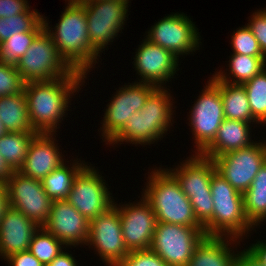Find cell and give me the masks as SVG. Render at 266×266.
<instances>
[{
	"label": "cell",
	"mask_w": 266,
	"mask_h": 266,
	"mask_svg": "<svg viewBox=\"0 0 266 266\" xmlns=\"http://www.w3.org/2000/svg\"><path fill=\"white\" fill-rule=\"evenodd\" d=\"M84 77L86 76L83 73L74 71L68 77L25 83L24 93L29 119L37 133L55 132L59 119L68 107L70 94L77 90Z\"/></svg>",
	"instance_id": "cell-1"
},
{
	"label": "cell",
	"mask_w": 266,
	"mask_h": 266,
	"mask_svg": "<svg viewBox=\"0 0 266 266\" xmlns=\"http://www.w3.org/2000/svg\"><path fill=\"white\" fill-rule=\"evenodd\" d=\"M45 30L51 36L61 57L74 70L86 75L98 52L89 41L85 6L78 0H69L68 6L61 15L56 32L49 30L43 18Z\"/></svg>",
	"instance_id": "cell-2"
},
{
	"label": "cell",
	"mask_w": 266,
	"mask_h": 266,
	"mask_svg": "<svg viewBox=\"0 0 266 266\" xmlns=\"http://www.w3.org/2000/svg\"><path fill=\"white\" fill-rule=\"evenodd\" d=\"M144 192L150 202L157 222L179 224L192 228H204L196 219L189 198L183 193L179 182L169 172L155 170Z\"/></svg>",
	"instance_id": "cell-3"
},
{
	"label": "cell",
	"mask_w": 266,
	"mask_h": 266,
	"mask_svg": "<svg viewBox=\"0 0 266 266\" xmlns=\"http://www.w3.org/2000/svg\"><path fill=\"white\" fill-rule=\"evenodd\" d=\"M210 189L214 208L212 221L204 228V233L217 237L230 235L232 238L227 237L235 241L252 227L245 215L243 194L217 171L212 175Z\"/></svg>",
	"instance_id": "cell-4"
},
{
	"label": "cell",
	"mask_w": 266,
	"mask_h": 266,
	"mask_svg": "<svg viewBox=\"0 0 266 266\" xmlns=\"http://www.w3.org/2000/svg\"><path fill=\"white\" fill-rule=\"evenodd\" d=\"M167 92L163 87H156L149 94L143 108L132 114L109 143L129 141L133 144H147L161 138L164 132H167L173 115L170 94Z\"/></svg>",
	"instance_id": "cell-5"
},
{
	"label": "cell",
	"mask_w": 266,
	"mask_h": 266,
	"mask_svg": "<svg viewBox=\"0 0 266 266\" xmlns=\"http://www.w3.org/2000/svg\"><path fill=\"white\" fill-rule=\"evenodd\" d=\"M171 170L179 182L181 190L189 198L197 221L205 228L213 215V199L210 189L212 175L217 171L214 160L200 153L187 162ZM173 171V172H172Z\"/></svg>",
	"instance_id": "cell-6"
},
{
	"label": "cell",
	"mask_w": 266,
	"mask_h": 266,
	"mask_svg": "<svg viewBox=\"0 0 266 266\" xmlns=\"http://www.w3.org/2000/svg\"><path fill=\"white\" fill-rule=\"evenodd\" d=\"M16 68L25 82L55 80L74 72L45 29L34 39Z\"/></svg>",
	"instance_id": "cell-7"
},
{
	"label": "cell",
	"mask_w": 266,
	"mask_h": 266,
	"mask_svg": "<svg viewBox=\"0 0 266 266\" xmlns=\"http://www.w3.org/2000/svg\"><path fill=\"white\" fill-rule=\"evenodd\" d=\"M204 228L157 222L150 249L168 266H188Z\"/></svg>",
	"instance_id": "cell-8"
},
{
	"label": "cell",
	"mask_w": 266,
	"mask_h": 266,
	"mask_svg": "<svg viewBox=\"0 0 266 266\" xmlns=\"http://www.w3.org/2000/svg\"><path fill=\"white\" fill-rule=\"evenodd\" d=\"M5 184L10 207L20 211L42 228L49 218L53 203L45 192L42 182L14 171Z\"/></svg>",
	"instance_id": "cell-9"
},
{
	"label": "cell",
	"mask_w": 266,
	"mask_h": 266,
	"mask_svg": "<svg viewBox=\"0 0 266 266\" xmlns=\"http://www.w3.org/2000/svg\"><path fill=\"white\" fill-rule=\"evenodd\" d=\"M217 172L237 191L244 194L266 163V143L231 151L214 159Z\"/></svg>",
	"instance_id": "cell-10"
},
{
	"label": "cell",
	"mask_w": 266,
	"mask_h": 266,
	"mask_svg": "<svg viewBox=\"0 0 266 266\" xmlns=\"http://www.w3.org/2000/svg\"><path fill=\"white\" fill-rule=\"evenodd\" d=\"M224 119L220 81L212 77L191 111L197 153H201L214 140Z\"/></svg>",
	"instance_id": "cell-11"
},
{
	"label": "cell",
	"mask_w": 266,
	"mask_h": 266,
	"mask_svg": "<svg viewBox=\"0 0 266 266\" xmlns=\"http://www.w3.org/2000/svg\"><path fill=\"white\" fill-rule=\"evenodd\" d=\"M87 243L95 246L102 260L109 266H117L129 254L124 244L116 204L89 221Z\"/></svg>",
	"instance_id": "cell-12"
},
{
	"label": "cell",
	"mask_w": 266,
	"mask_h": 266,
	"mask_svg": "<svg viewBox=\"0 0 266 266\" xmlns=\"http://www.w3.org/2000/svg\"><path fill=\"white\" fill-rule=\"evenodd\" d=\"M66 200L88 221L114 205L97 171L85 165L76 175Z\"/></svg>",
	"instance_id": "cell-13"
},
{
	"label": "cell",
	"mask_w": 266,
	"mask_h": 266,
	"mask_svg": "<svg viewBox=\"0 0 266 266\" xmlns=\"http://www.w3.org/2000/svg\"><path fill=\"white\" fill-rule=\"evenodd\" d=\"M85 6L89 41L100 53L120 29H123L128 2L123 0H102L82 3ZM100 51V52H99Z\"/></svg>",
	"instance_id": "cell-14"
},
{
	"label": "cell",
	"mask_w": 266,
	"mask_h": 266,
	"mask_svg": "<svg viewBox=\"0 0 266 266\" xmlns=\"http://www.w3.org/2000/svg\"><path fill=\"white\" fill-rule=\"evenodd\" d=\"M146 39L176 57L193 52L199 46L197 29L184 14L175 13L164 17L151 28Z\"/></svg>",
	"instance_id": "cell-15"
},
{
	"label": "cell",
	"mask_w": 266,
	"mask_h": 266,
	"mask_svg": "<svg viewBox=\"0 0 266 266\" xmlns=\"http://www.w3.org/2000/svg\"><path fill=\"white\" fill-rule=\"evenodd\" d=\"M133 84L117 91L106 109L102 136L108 140L107 142L125 126L134 112L143 108L149 94L156 88L144 82Z\"/></svg>",
	"instance_id": "cell-16"
},
{
	"label": "cell",
	"mask_w": 266,
	"mask_h": 266,
	"mask_svg": "<svg viewBox=\"0 0 266 266\" xmlns=\"http://www.w3.org/2000/svg\"><path fill=\"white\" fill-rule=\"evenodd\" d=\"M142 200L118 208L123 240L129 252L150 249L153 240L157 219L150 202L144 196Z\"/></svg>",
	"instance_id": "cell-17"
},
{
	"label": "cell",
	"mask_w": 266,
	"mask_h": 266,
	"mask_svg": "<svg viewBox=\"0 0 266 266\" xmlns=\"http://www.w3.org/2000/svg\"><path fill=\"white\" fill-rule=\"evenodd\" d=\"M43 228L67 245L87 244L89 221L66 199L53 200Z\"/></svg>",
	"instance_id": "cell-18"
},
{
	"label": "cell",
	"mask_w": 266,
	"mask_h": 266,
	"mask_svg": "<svg viewBox=\"0 0 266 266\" xmlns=\"http://www.w3.org/2000/svg\"><path fill=\"white\" fill-rule=\"evenodd\" d=\"M134 64L141 75L140 82L162 87L171 78L178 66V58L168 50L145 39L135 55ZM160 84V85H159Z\"/></svg>",
	"instance_id": "cell-19"
},
{
	"label": "cell",
	"mask_w": 266,
	"mask_h": 266,
	"mask_svg": "<svg viewBox=\"0 0 266 266\" xmlns=\"http://www.w3.org/2000/svg\"><path fill=\"white\" fill-rule=\"evenodd\" d=\"M39 228L20 211L10 207L0 220V255L6 259L29 250L33 235Z\"/></svg>",
	"instance_id": "cell-20"
},
{
	"label": "cell",
	"mask_w": 266,
	"mask_h": 266,
	"mask_svg": "<svg viewBox=\"0 0 266 266\" xmlns=\"http://www.w3.org/2000/svg\"><path fill=\"white\" fill-rule=\"evenodd\" d=\"M51 135L53 136V134L38 133L33 138L23 166L19 170L20 173L41 181L64 163Z\"/></svg>",
	"instance_id": "cell-21"
},
{
	"label": "cell",
	"mask_w": 266,
	"mask_h": 266,
	"mask_svg": "<svg viewBox=\"0 0 266 266\" xmlns=\"http://www.w3.org/2000/svg\"><path fill=\"white\" fill-rule=\"evenodd\" d=\"M249 125L244 121L225 118L214 140L200 154L214 160L220 155L249 147L253 144L250 140Z\"/></svg>",
	"instance_id": "cell-22"
},
{
	"label": "cell",
	"mask_w": 266,
	"mask_h": 266,
	"mask_svg": "<svg viewBox=\"0 0 266 266\" xmlns=\"http://www.w3.org/2000/svg\"><path fill=\"white\" fill-rule=\"evenodd\" d=\"M220 81V94L222 97L223 111L226 119L239 120L247 123L259 122L250 109L247 92L241 84H231L227 75L218 72L213 77ZM252 120V121H251Z\"/></svg>",
	"instance_id": "cell-23"
},
{
	"label": "cell",
	"mask_w": 266,
	"mask_h": 266,
	"mask_svg": "<svg viewBox=\"0 0 266 266\" xmlns=\"http://www.w3.org/2000/svg\"><path fill=\"white\" fill-rule=\"evenodd\" d=\"M223 237L205 236L196 246L188 266H235L237 255Z\"/></svg>",
	"instance_id": "cell-24"
},
{
	"label": "cell",
	"mask_w": 266,
	"mask_h": 266,
	"mask_svg": "<svg viewBox=\"0 0 266 266\" xmlns=\"http://www.w3.org/2000/svg\"><path fill=\"white\" fill-rule=\"evenodd\" d=\"M0 121L7 132L37 133L29 119L24 92L0 97Z\"/></svg>",
	"instance_id": "cell-25"
},
{
	"label": "cell",
	"mask_w": 266,
	"mask_h": 266,
	"mask_svg": "<svg viewBox=\"0 0 266 266\" xmlns=\"http://www.w3.org/2000/svg\"><path fill=\"white\" fill-rule=\"evenodd\" d=\"M243 198L245 215L252 226L266 219V163L256 174Z\"/></svg>",
	"instance_id": "cell-26"
},
{
	"label": "cell",
	"mask_w": 266,
	"mask_h": 266,
	"mask_svg": "<svg viewBox=\"0 0 266 266\" xmlns=\"http://www.w3.org/2000/svg\"><path fill=\"white\" fill-rule=\"evenodd\" d=\"M38 133L7 132L0 137V155L13 171H19L28 147Z\"/></svg>",
	"instance_id": "cell-27"
},
{
	"label": "cell",
	"mask_w": 266,
	"mask_h": 266,
	"mask_svg": "<svg viewBox=\"0 0 266 266\" xmlns=\"http://www.w3.org/2000/svg\"><path fill=\"white\" fill-rule=\"evenodd\" d=\"M84 163L77 162L69 168L64 163L50 172L41 182L47 195L52 200L66 199L72 189L73 181L78 172L84 167ZM69 168V169H68Z\"/></svg>",
	"instance_id": "cell-28"
},
{
	"label": "cell",
	"mask_w": 266,
	"mask_h": 266,
	"mask_svg": "<svg viewBox=\"0 0 266 266\" xmlns=\"http://www.w3.org/2000/svg\"><path fill=\"white\" fill-rule=\"evenodd\" d=\"M43 16L37 11L24 12L9 18H0V43L22 32L43 31Z\"/></svg>",
	"instance_id": "cell-29"
},
{
	"label": "cell",
	"mask_w": 266,
	"mask_h": 266,
	"mask_svg": "<svg viewBox=\"0 0 266 266\" xmlns=\"http://www.w3.org/2000/svg\"><path fill=\"white\" fill-rule=\"evenodd\" d=\"M42 31H29L15 34L0 43V62L16 67L20 58L29 49L34 39Z\"/></svg>",
	"instance_id": "cell-30"
},
{
	"label": "cell",
	"mask_w": 266,
	"mask_h": 266,
	"mask_svg": "<svg viewBox=\"0 0 266 266\" xmlns=\"http://www.w3.org/2000/svg\"><path fill=\"white\" fill-rule=\"evenodd\" d=\"M247 92L252 115L266 123V68L242 84Z\"/></svg>",
	"instance_id": "cell-31"
},
{
	"label": "cell",
	"mask_w": 266,
	"mask_h": 266,
	"mask_svg": "<svg viewBox=\"0 0 266 266\" xmlns=\"http://www.w3.org/2000/svg\"><path fill=\"white\" fill-rule=\"evenodd\" d=\"M62 244L64 245L62 241L58 240L42 227L33 235L29 251L44 266H47L56 256L63 252L61 249Z\"/></svg>",
	"instance_id": "cell-32"
},
{
	"label": "cell",
	"mask_w": 266,
	"mask_h": 266,
	"mask_svg": "<svg viewBox=\"0 0 266 266\" xmlns=\"http://www.w3.org/2000/svg\"><path fill=\"white\" fill-rule=\"evenodd\" d=\"M230 73L237 78L231 84H243L266 68V57H253L233 53L230 60Z\"/></svg>",
	"instance_id": "cell-33"
},
{
	"label": "cell",
	"mask_w": 266,
	"mask_h": 266,
	"mask_svg": "<svg viewBox=\"0 0 266 266\" xmlns=\"http://www.w3.org/2000/svg\"><path fill=\"white\" fill-rule=\"evenodd\" d=\"M231 43L234 53L245 56L265 57L260 49L258 41L248 26L237 30L233 34Z\"/></svg>",
	"instance_id": "cell-34"
},
{
	"label": "cell",
	"mask_w": 266,
	"mask_h": 266,
	"mask_svg": "<svg viewBox=\"0 0 266 266\" xmlns=\"http://www.w3.org/2000/svg\"><path fill=\"white\" fill-rule=\"evenodd\" d=\"M25 83L16 67L0 62V97L23 93Z\"/></svg>",
	"instance_id": "cell-35"
},
{
	"label": "cell",
	"mask_w": 266,
	"mask_h": 266,
	"mask_svg": "<svg viewBox=\"0 0 266 266\" xmlns=\"http://www.w3.org/2000/svg\"><path fill=\"white\" fill-rule=\"evenodd\" d=\"M117 266H168L151 249L130 251Z\"/></svg>",
	"instance_id": "cell-36"
},
{
	"label": "cell",
	"mask_w": 266,
	"mask_h": 266,
	"mask_svg": "<svg viewBox=\"0 0 266 266\" xmlns=\"http://www.w3.org/2000/svg\"><path fill=\"white\" fill-rule=\"evenodd\" d=\"M251 19L247 26L251 29L263 55L266 57V10L253 13Z\"/></svg>",
	"instance_id": "cell-37"
},
{
	"label": "cell",
	"mask_w": 266,
	"mask_h": 266,
	"mask_svg": "<svg viewBox=\"0 0 266 266\" xmlns=\"http://www.w3.org/2000/svg\"><path fill=\"white\" fill-rule=\"evenodd\" d=\"M26 0H0V18H9L30 11Z\"/></svg>",
	"instance_id": "cell-38"
},
{
	"label": "cell",
	"mask_w": 266,
	"mask_h": 266,
	"mask_svg": "<svg viewBox=\"0 0 266 266\" xmlns=\"http://www.w3.org/2000/svg\"><path fill=\"white\" fill-rule=\"evenodd\" d=\"M6 259L12 266H44L29 250L13 254Z\"/></svg>",
	"instance_id": "cell-39"
},
{
	"label": "cell",
	"mask_w": 266,
	"mask_h": 266,
	"mask_svg": "<svg viewBox=\"0 0 266 266\" xmlns=\"http://www.w3.org/2000/svg\"><path fill=\"white\" fill-rule=\"evenodd\" d=\"M245 250L237 254L235 266H263L247 249Z\"/></svg>",
	"instance_id": "cell-40"
},
{
	"label": "cell",
	"mask_w": 266,
	"mask_h": 266,
	"mask_svg": "<svg viewBox=\"0 0 266 266\" xmlns=\"http://www.w3.org/2000/svg\"><path fill=\"white\" fill-rule=\"evenodd\" d=\"M263 266H266V243L258 242L247 249Z\"/></svg>",
	"instance_id": "cell-41"
},
{
	"label": "cell",
	"mask_w": 266,
	"mask_h": 266,
	"mask_svg": "<svg viewBox=\"0 0 266 266\" xmlns=\"http://www.w3.org/2000/svg\"><path fill=\"white\" fill-rule=\"evenodd\" d=\"M75 262L76 261L71 254L61 252L47 266H77Z\"/></svg>",
	"instance_id": "cell-42"
},
{
	"label": "cell",
	"mask_w": 266,
	"mask_h": 266,
	"mask_svg": "<svg viewBox=\"0 0 266 266\" xmlns=\"http://www.w3.org/2000/svg\"><path fill=\"white\" fill-rule=\"evenodd\" d=\"M9 208V194L6 184L0 183V220Z\"/></svg>",
	"instance_id": "cell-43"
},
{
	"label": "cell",
	"mask_w": 266,
	"mask_h": 266,
	"mask_svg": "<svg viewBox=\"0 0 266 266\" xmlns=\"http://www.w3.org/2000/svg\"><path fill=\"white\" fill-rule=\"evenodd\" d=\"M13 170L9 167L4 158L0 155V183L5 184L13 174Z\"/></svg>",
	"instance_id": "cell-44"
},
{
	"label": "cell",
	"mask_w": 266,
	"mask_h": 266,
	"mask_svg": "<svg viewBox=\"0 0 266 266\" xmlns=\"http://www.w3.org/2000/svg\"><path fill=\"white\" fill-rule=\"evenodd\" d=\"M6 133H7V131L4 127V125L2 124V122L0 121V137H2Z\"/></svg>",
	"instance_id": "cell-45"
},
{
	"label": "cell",
	"mask_w": 266,
	"mask_h": 266,
	"mask_svg": "<svg viewBox=\"0 0 266 266\" xmlns=\"http://www.w3.org/2000/svg\"><path fill=\"white\" fill-rule=\"evenodd\" d=\"M80 3H94L102 0H78ZM129 2V0H123Z\"/></svg>",
	"instance_id": "cell-46"
}]
</instances>
